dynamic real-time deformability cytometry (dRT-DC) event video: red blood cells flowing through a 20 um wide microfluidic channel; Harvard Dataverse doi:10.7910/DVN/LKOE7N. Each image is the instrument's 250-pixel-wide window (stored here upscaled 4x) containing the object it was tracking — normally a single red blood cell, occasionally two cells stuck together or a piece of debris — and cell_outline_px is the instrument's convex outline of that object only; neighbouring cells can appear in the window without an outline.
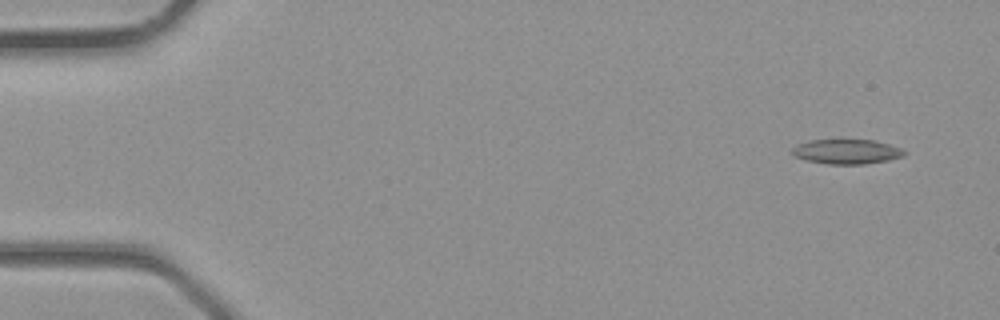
{"species": "common noctule bat (a hibernating species)", "species_latin": "Nyctalus noctula", "temperature_condition": "room temperature", "stored_images_in_passage": 4, "camera_frame_rate_fps": 3000, "um_per_image_px": 0.085, "animal": {"sex": "male", "body_mass_g": 23.1, "forearm_length_mm": 52.7}, "frame": {"image": 1, "passage_image": 1, "time_ms": 0.0, "image_size_px": [1000, 320], "cell_outline_px": [[908, 152], [904, 156], [888, 160], [864, 164], [828, 164], [804, 160], [796, 156], [792, 152], [792, 148], [796, 144], [808, 140], [840, 136], [872, 140], [888, 144], [900, 148]], "centroid_in_image_um": [71.92, 12.83], "position_along_channel_um": 13.1, "area_um2": 17.05}}